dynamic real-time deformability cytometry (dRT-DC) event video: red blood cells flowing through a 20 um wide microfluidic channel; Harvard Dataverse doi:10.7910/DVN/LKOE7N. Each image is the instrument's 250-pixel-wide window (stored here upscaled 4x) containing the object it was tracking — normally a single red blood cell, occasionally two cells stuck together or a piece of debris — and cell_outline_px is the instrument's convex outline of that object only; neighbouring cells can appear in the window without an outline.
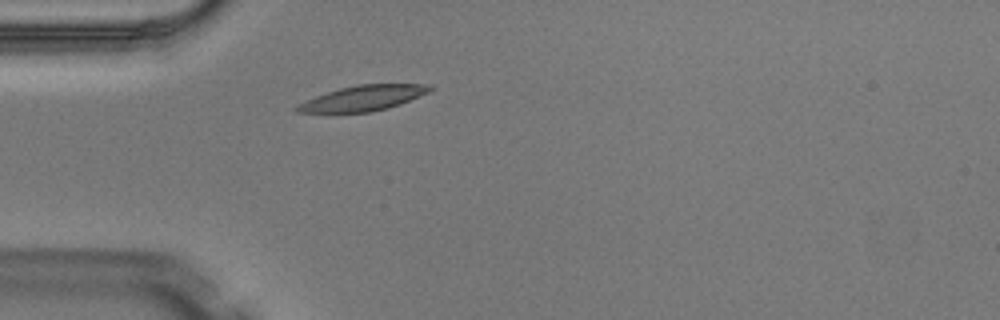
{"species": "Egyptian fruit bat (a non-hibernating species)", "species_latin": "Rousettus aegyptiacus", "temperature_condition": "warm", "stored_images_in_passage": 2, "camera_frame_rate_fps": 3000, "um_per_image_px": 0.085, "animal": {"sex": "male"}, "frame": {"image": 1, "passage_image": 2, "time_ms": 0.333, "image_size_px": [1000, 320], "cell_outline_px": [[436, 88], [428, 92], [400, 104], [388, 108], [372, 112], [296, 112], [292, 108], [296, 104], [316, 96], [340, 88], [356, 84], [432, 84]], "centroid_in_image_um": [30.87, 8.33], "position_along_channel_um": 54.1, "area_um2": 19.59}}